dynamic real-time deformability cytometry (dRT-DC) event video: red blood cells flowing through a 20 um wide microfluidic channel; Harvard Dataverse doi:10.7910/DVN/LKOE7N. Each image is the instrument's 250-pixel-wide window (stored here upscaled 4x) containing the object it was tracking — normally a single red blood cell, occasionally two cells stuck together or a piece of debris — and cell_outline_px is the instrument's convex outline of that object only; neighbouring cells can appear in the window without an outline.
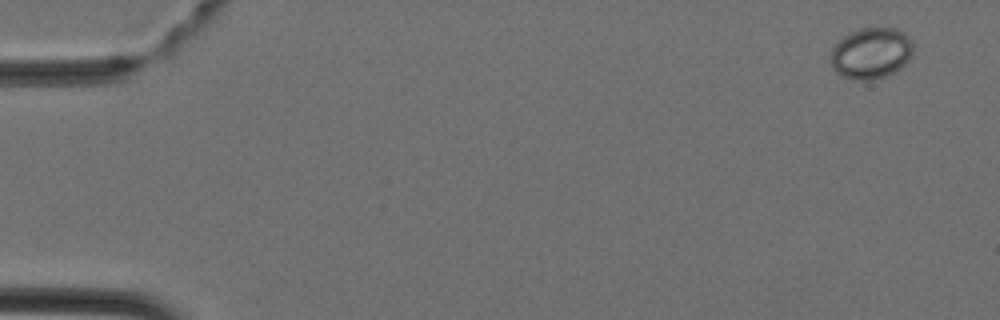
{"species": "Egyptian fruit bat (a non-hibernating species)", "species_latin": "Rousettus aegyptiacus", "temperature_condition": "cold", "stored_images_in_passage": 5, "camera_frame_rate_fps": 3000, "um_per_image_px": 0.085, "animal": {"sex": "female"}, "frame": {"image": 1, "passage_image": 1, "time_ms": 0.0, "image_size_px": [1000, 320], "cell_outline_px": [[912, 52], [908, 60], [900, 68], [884, 76], [872, 80], [852, 80], [840, 76], [832, 68], [832, 48], [848, 32], [860, 28], [896, 28], [904, 32], [912, 40]], "centroid_in_image_um": [74.03, 4.52], "position_along_channel_um": 11.0, "area_um2": 24.57}}